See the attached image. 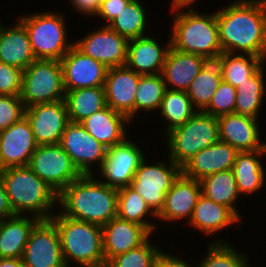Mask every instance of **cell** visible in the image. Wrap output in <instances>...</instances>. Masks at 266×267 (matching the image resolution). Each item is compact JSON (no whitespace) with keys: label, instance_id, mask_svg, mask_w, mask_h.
Listing matches in <instances>:
<instances>
[{"label":"cell","instance_id":"f6af8a7d","mask_svg":"<svg viewBox=\"0 0 266 267\" xmlns=\"http://www.w3.org/2000/svg\"><path fill=\"white\" fill-rule=\"evenodd\" d=\"M69 5L73 7V10H76V13L85 15L87 19L95 17L98 13L102 0H69ZM75 8V9H74Z\"/></svg>","mask_w":266,"mask_h":267},{"label":"cell","instance_id":"1f68e13d","mask_svg":"<svg viewBox=\"0 0 266 267\" xmlns=\"http://www.w3.org/2000/svg\"><path fill=\"white\" fill-rule=\"evenodd\" d=\"M117 217L144 226L151 234H155L159 227L157 215L130 186L118 189Z\"/></svg>","mask_w":266,"mask_h":267},{"label":"cell","instance_id":"d6a6232c","mask_svg":"<svg viewBox=\"0 0 266 267\" xmlns=\"http://www.w3.org/2000/svg\"><path fill=\"white\" fill-rule=\"evenodd\" d=\"M202 194L215 203L227 206L241 220L242 214L237 209L239 197L237 184L232 169L220 171L215 174L208 175L200 180Z\"/></svg>","mask_w":266,"mask_h":267},{"label":"cell","instance_id":"8992f818","mask_svg":"<svg viewBox=\"0 0 266 267\" xmlns=\"http://www.w3.org/2000/svg\"><path fill=\"white\" fill-rule=\"evenodd\" d=\"M25 14V15H24ZM25 27L36 59L58 60L74 46L67 30V17L62 11H41L17 16ZM69 37V38H68Z\"/></svg>","mask_w":266,"mask_h":267},{"label":"cell","instance_id":"8d00e7d4","mask_svg":"<svg viewBox=\"0 0 266 267\" xmlns=\"http://www.w3.org/2000/svg\"><path fill=\"white\" fill-rule=\"evenodd\" d=\"M219 236L207 244L206 254L198 261V267H252L248 254L238 251L228 239Z\"/></svg>","mask_w":266,"mask_h":267},{"label":"cell","instance_id":"f35d334b","mask_svg":"<svg viewBox=\"0 0 266 267\" xmlns=\"http://www.w3.org/2000/svg\"><path fill=\"white\" fill-rule=\"evenodd\" d=\"M265 61L250 54H232L223 52V78L225 82L236 88L247 81Z\"/></svg>","mask_w":266,"mask_h":267},{"label":"cell","instance_id":"b9f144b4","mask_svg":"<svg viewBox=\"0 0 266 267\" xmlns=\"http://www.w3.org/2000/svg\"><path fill=\"white\" fill-rule=\"evenodd\" d=\"M25 116V107L20 95H0V131Z\"/></svg>","mask_w":266,"mask_h":267},{"label":"cell","instance_id":"9c48e42d","mask_svg":"<svg viewBox=\"0 0 266 267\" xmlns=\"http://www.w3.org/2000/svg\"><path fill=\"white\" fill-rule=\"evenodd\" d=\"M165 159L149 162L145 158L138 166L130 187L134 189L146 202L148 207L157 215L163 205L166 193L171 189L174 181L182 173L181 167L166 155ZM148 158V159H147ZM164 159V161H163ZM167 161L165 162V160ZM148 160V161H147Z\"/></svg>","mask_w":266,"mask_h":267},{"label":"cell","instance_id":"7402d4cb","mask_svg":"<svg viewBox=\"0 0 266 267\" xmlns=\"http://www.w3.org/2000/svg\"><path fill=\"white\" fill-rule=\"evenodd\" d=\"M152 234L141 225L115 217L102 226L103 253L107 264L113 257L142 245Z\"/></svg>","mask_w":266,"mask_h":267},{"label":"cell","instance_id":"f1b7e54d","mask_svg":"<svg viewBox=\"0 0 266 267\" xmlns=\"http://www.w3.org/2000/svg\"><path fill=\"white\" fill-rule=\"evenodd\" d=\"M201 62V55L179 52L170 47L161 73L166 88L187 91L201 70Z\"/></svg>","mask_w":266,"mask_h":267},{"label":"cell","instance_id":"30bf717a","mask_svg":"<svg viewBox=\"0 0 266 267\" xmlns=\"http://www.w3.org/2000/svg\"><path fill=\"white\" fill-rule=\"evenodd\" d=\"M28 167L57 194L82 175L59 144L38 146Z\"/></svg>","mask_w":266,"mask_h":267},{"label":"cell","instance_id":"e575fe53","mask_svg":"<svg viewBox=\"0 0 266 267\" xmlns=\"http://www.w3.org/2000/svg\"><path fill=\"white\" fill-rule=\"evenodd\" d=\"M197 111L186 91L167 89L156 114L166 123L163 124V134L166 135L184 125Z\"/></svg>","mask_w":266,"mask_h":267},{"label":"cell","instance_id":"4dcf8cb0","mask_svg":"<svg viewBox=\"0 0 266 267\" xmlns=\"http://www.w3.org/2000/svg\"><path fill=\"white\" fill-rule=\"evenodd\" d=\"M266 61L250 76L247 81L236 86L235 113L260 118L266 100ZM265 70V71H264Z\"/></svg>","mask_w":266,"mask_h":267},{"label":"cell","instance_id":"52a82bcc","mask_svg":"<svg viewBox=\"0 0 266 267\" xmlns=\"http://www.w3.org/2000/svg\"><path fill=\"white\" fill-rule=\"evenodd\" d=\"M164 137L168 157L182 167L199 151L219 140L218 119L202 110L197 111L184 125Z\"/></svg>","mask_w":266,"mask_h":267},{"label":"cell","instance_id":"3957f363","mask_svg":"<svg viewBox=\"0 0 266 267\" xmlns=\"http://www.w3.org/2000/svg\"><path fill=\"white\" fill-rule=\"evenodd\" d=\"M0 177L15 214L50 219L57 211L58 194L28 166L2 169Z\"/></svg>","mask_w":266,"mask_h":267},{"label":"cell","instance_id":"60d3db41","mask_svg":"<svg viewBox=\"0 0 266 267\" xmlns=\"http://www.w3.org/2000/svg\"><path fill=\"white\" fill-rule=\"evenodd\" d=\"M237 90L231 84L221 81L209 105L203 110L214 117L235 113Z\"/></svg>","mask_w":266,"mask_h":267},{"label":"cell","instance_id":"ee69618b","mask_svg":"<svg viewBox=\"0 0 266 267\" xmlns=\"http://www.w3.org/2000/svg\"><path fill=\"white\" fill-rule=\"evenodd\" d=\"M131 0H102L100 9L95 18L102 19L104 23L101 25H108L113 21L118 14L124 10Z\"/></svg>","mask_w":266,"mask_h":267},{"label":"cell","instance_id":"7dc6e473","mask_svg":"<svg viewBox=\"0 0 266 267\" xmlns=\"http://www.w3.org/2000/svg\"><path fill=\"white\" fill-rule=\"evenodd\" d=\"M16 215L13 212L9 198L6 193V188L3 180L0 177V220Z\"/></svg>","mask_w":266,"mask_h":267},{"label":"cell","instance_id":"d590c367","mask_svg":"<svg viewBox=\"0 0 266 267\" xmlns=\"http://www.w3.org/2000/svg\"><path fill=\"white\" fill-rule=\"evenodd\" d=\"M145 8V3L141 0H131L108 26L128 40L147 36L150 33L146 32V28H149L151 23L146 13L148 9Z\"/></svg>","mask_w":266,"mask_h":267},{"label":"cell","instance_id":"836d02e7","mask_svg":"<svg viewBox=\"0 0 266 267\" xmlns=\"http://www.w3.org/2000/svg\"><path fill=\"white\" fill-rule=\"evenodd\" d=\"M64 100L69 122L73 123H81L107 106L104 86L66 91Z\"/></svg>","mask_w":266,"mask_h":267},{"label":"cell","instance_id":"ffe728a7","mask_svg":"<svg viewBox=\"0 0 266 267\" xmlns=\"http://www.w3.org/2000/svg\"><path fill=\"white\" fill-rule=\"evenodd\" d=\"M219 140L233 146L238 152L266 150L262 140L260 119L240 115L226 114L217 117Z\"/></svg>","mask_w":266,"mask_h":267},{"label":"cell","instance_id":"44dd1931","mask_svg":"<svg viewBox=\"0 0 266 267\" xmlns=\"http://www.w3.org/2000/svg\"><path fill=\"white\" fill-rule=\"evenodd\" d=\"M162 42L150 34L129 40L125 66L141 75L161 74L171 47L170 35Z\"/></svg>","mask_w":266,"mask_h":267},{"label":"cell","instance_id":"8fae6325","mask_svg":"<svg viewBox=\"0 0 266 267\" xmlns=\"http://www.w3.org/2000/svg\"><path fill=\"white\" fill-rule=\"evenodd\" d=\"M130 139L128 136L123 142L108 148L101 168L95 173L101 182L112 188L130 186L138 166L147 155L143 146Z\"/></svg>","mask_w":266,"mask_h":267},{"label":"cell","instance_id":"2e32d148","mask_svg":"<svg viewBox=\"0 0 266 267\" xmlns=\"http://www.w3.org/2000/svg\"><path fill=\"white\" fill-rule=\"evenodd\" d=\"M65 92L105 85L108 68L85 55L75 45L60 60Z\"/></svg>","mask_w":266,"mask_h":267},{"label":"cell","instance_id":"bcb514c9","mask_svg":"<svg viewBox=\"0 0 266 267\" xmlns=\"http://www.w3.org/2000/svg\"><path fill=\"white\" fill-rule=\"evenodd\" d=\"M163 247L164 246H162L163 252L158 259V262L163 267H198V264H192L187 260L182 259L181 256H177L178 254L175 255V253L173 254L172 252H168V250H164Z\"/></svg>","mask_w":266,"mask_h":267},{"label":"cell","instance_id":"7bdbcfd3","mask_svg":"<svg viewBox=\"0 0 266 267\" xmlns=\"http://www.w3.org/2000/svg\"><path fill=\"white\" fill-rule=\"evenodd\" d=\"M23 70L0 62V95H20Z\"/></svg>","mask_w":266,"mask_h":267},{"label":"cell","instance_id":"603a6c76","mask_svg":"<svg viewBox=\"0 0 266 267\" xmlns=\"http://www.w3.org/2000/svg\"><path fill=\"white\" fill-rule=\"evenodd\" d=\"M238 151L230 144L218 140L195 154L182 167V174L202 180L204 177L220 171L232 169Z\"/></svg>","mask_w":266,"mask_h":267},{"label":"cell","instance_id":"681fc988","mask_svg":"<svg viewBox=\"0 0 266 267\" xmlns=\"http://www.w3.org/2000/svg\"><path fill=\"white\" fill-rule=\"evenodd\" d=\"M0 267H25L22 258H0Z\"/></svg>","mask_w":266,"mask_h":267},{"label":"cell","instance_id":"cb8c5ba5","mask_svg":"<svg viewBox=\"0 0 266 267\" xmlns=\"http://www.w3.org/2000/svg\"><path fill=\"white\" fill-rule=\"evenodd\" d=\"M241 221L230 208L215 203L201 194L186 226H191L190 229L198 230L204 234L203 236L212 238L223 230H229L232 226L239 230Z\"/></svg>","mask_w":266,"mask_h":267},{"label":"cell","instance_id":"ab89813d","mask_svg":"<svg viewBox=\"0 0 266 267\" xmlns=\"http://www.w3.org/2000/svg\"><path fill=\"white\" fill-rule=\"evenodd\" d=\"M153 234L142 245L113 257L106 267H152L163 252L160 244L153 243ZM152 241V242H151Z\"/></svg>","mask_w":266,"mask_h":267},{"label":"cell","instance_id":"4316f807","mask_svg":"<svg viewBox=\"0 0 266 267\" xmlns=\"http://www.w3.org/2000/svg\"><path fill=\"white\" fill-rule=\"evenodd\" d=\"M266 150L238 152L232 167L238 192L243 196L261 193L266 185V169L262 158ZM262 160V161H261Z\"/></svg>","mask_w":266,"mask_h":267},{"label":"cell","instance_id":"d6986e66","mask_svg":"<svg viewBox=\"0 0 266 267\" xmlns=\"http://www.w3.org/2000/svg\"><path fill=\"white\" fill-rule=\"evenodd\" d=\"M141 74L124 66L108 68L105 79L106 104L135 122V93Z\"/></svg>","mask_w":266,"mask_h":267},{"label":"cell","instance_id":"74e56055","mask_svg":"<svg viewBox=\"0 0 266 267\" xmlns=\"http://www.w3.org/2000/svg\"><path fill=\"white\" fill-rule=\"evenodd\" d=\"M135 93V116L158 112L167 90L162 74L141 75ZM153 111V112H152Z\"/></svg>","mask_w":266,"mask_h":267},{"label":"cell","instance_id":"5bb4252c","mask_svg":"<svg viewBox=\"0 0 266 267\" xmlns=\"http://www.w3.org/2000/svg\"><path fill=\"white\" fill-rule=\"evenodd\" d=\"M95 29L74 40V45L107 68L124 66L129 40L120 36L108 25L98 26Z\"/></svg>","mask_w":266,"mask_h":267},{"label":"cell","instance_id":"7a4b0ae2","mask_svg":"<svg viewBox=\"0 0 266 267\" xmlns=\"http://www.w3.org/2000/svg\"><path fill=\"white\" fill-rule=\"evenodd\" d=\"M118 189L101 182L95 175H81L57 197L62 215L103 226L117 216Z\"/></svg>","mask_w":266,"mask_h":267},{"label":"cell","instance_id":"7c38bea8","mask_svg":"<svg viewBox=\"0 0 266 267\" xmlns=\"http://www.w3.org/2000/svg\"><path fill=\"white\" fill-rule=\"evenodd\" d=\"M59 145L82 175H95L106 158L108 148L90 135L81 123L69 122Z\"/></svg>","mask_w":266,"mask_h":267},{"label":"cell","instance_id":"c3c4849f","mask_svg":"<svg viewBox=\"0 0 266 267\" xmlns=\"http://www.w3.org/2000/svg\"><path fill=\"white\" fill-rule=\"evenodd\" d=\"M170 10H176L180 8H196L198 2L197 0H171L170 1Z\"/></svg>","mask_w":266,"mask_h":267},{"label":"cell","instance_id":"d4e9b609","mask_svg":"<svg viewBox=\"0 0 266 267\" xmlns=\"http://www.w3.org/2000/svg\"><path fill=\"white\" fill-rule=\"evenodd\" d=\"M86 131L107 148L123 142L130 134L133 123L109 106L90 115L81 122ZM128 129V130H127Z\"/></svg>","mask_w":266,"mask_h":267},{"label":"cell","instance_id":"484cf974","mask_svg":"<svg viewBox=\"0 0 266 267\" xmlns=\"http://www.w3.org/2000/svg\"><path fill=\"white\" fill-rule=\"evenodd\" d=\"M3 23H0V62L24 71L36 60L27 31L17 19L6 27Z\"/></svg>","mask_w":266,"mask_h":267},{"label":"cell","instance_id":"ba28073f","mask_svg":"<svg viewBox=\"0 0 266 267\" xmlns=\"http://www.w3.org/2000/svg\"><path fill=\"white\" fill-rule=\"evenodd\" d=\"M63 72L58 60H34L24 71L20 98L24 107L65 99Z\"/></svg>","mask_w":266,"mask_h":267},{"label":"cell","instance_id":"f907efd6","mask_svg":"<svg viewBox=\"0 0 266 267\" xmlns=\"http://www.w3.org/2000/svg\"><path fill=\"white\" fill-rule=\"evenodd\" d=\"M152 267H163L158 261Z\"/></svg>","mask_w":266,"mask_h":267},{"label":"cell","instance_id":"4fadbf2b","mask_svg":"<svg viewBox=\"0 0 266 267\" xmlns=\"http://www.w3.org/2000/svg\"><path fill=\"white\" fill-rule=\"evenodd\" d=\"M25 267H67L59 234L51 219H40L32 229L22 256Z\"/></svg>","mask_w":266,"mask_h":267},{"label":"cell","instance_id":"6da1fadb","mask_svg":"<svg viewBox=\"0 0 266 267\" xmlns=\"http://www.w3.org/2000/svg\"><path fill=\"white\" fill-rule=\"evenodd\" d=\"M216 9L222 52L250 54L266 61V0H231Z\"/></svg>","mask_w":266,"mask_h":267},{"label":"cell","instance_id":"83f0119b","mask_svg":"<svg viewBox=\"0 0 266 267\" xmlns=\"http://www.w3.org/2000/svg\"><path fill=\"white\" fill-rule=\"evenodd\" d=\"M222 78L223 52L213 56H202L201 70L186 91L198 111H203L209 105Z\"/></svg>","mask_w":266,"mask_h":267},{"label":"cell","instance_id":"9a60e30c","mask_svg":"<svg viewBox=\"0 0 266 267\" xmlns=\"http://www.w3.org/2000/svg\"><path fill=\"white\" fill-rule=\"evenodd\" d=\"M25 116L38 146L59 144L69 123L65 100L26 107Z\"/></svg>","mask_w":266,"mask_h":267},{"label":"cell","instance_id":"ac0fdd59","mask_svg":"<svg viewBox=\"0 0 266 267\" xmlns=\"http://www.w3.org/2000/svg\"><path fill=\"white\" fill-rule=\"evenodd\" d=\"M38 144L26 116L0 131V170L28 166Z\"/></svg>","mask_w":266,"mask_h":267},{"label":"cell","instance_id":"f546056e","mask_svg":"<svg viewBox=\"0 0 266 267\" xmlns=\"http://www.w3.org/2000/svg\"><path fill=\"white\" fill-rule=\"evenodd\" d=\"M39 220L19 214L0 220V258H22L30 233Z\"/></svg>","mask_w":266,"mask_h":267},{"label":"cell","instance_id":"5b68a950","mask_svg":"<svg viewBox=\"0 0 266 267\" xmlns=\"http://www.w3.org/2000/svg\"><path fill=\"white\" fill-rule=\"evenodd\" d=\"M50 219L56 225L67 267H73L74 265L77 267L106 266L103 253L102 226L68 218L58 210Z\"/></svg>","mask_w":266,"mask_h":267},{"label":"cell","instance_id":"e0dca14e","mask_svg":"<svg viewBox=\"0 0 266 267\" xmlns=\"http://www.w3.org/2000/svg\"><path fill=\"white\" fill-rule=\"evenodd\" d=\"M201 194L200 181L181 173L165 195L164 205L157 214V222H160V224L163 221L165 224L172 222L175 225V222L178 221L177 224H179L181 220L182 222L185 220L184 223L188 224Z\"/></svg>","mask_w":266,"mask_h":267},{"label":"cell","instance_id":"277c9868","mask_svg":"<svg viewBox=\"0 0 266 267\" xmlns=\"http://www.w3.org/2000/svg\"><path fill=\"white\" fill-rule=\"evenodd\" d=\"M197 8L170 11L171 47L179 52L213 56L222 53L219 42L216 12H199Z\"/></svg>","mask_w":266,"mask_h":267}]
</instances>
